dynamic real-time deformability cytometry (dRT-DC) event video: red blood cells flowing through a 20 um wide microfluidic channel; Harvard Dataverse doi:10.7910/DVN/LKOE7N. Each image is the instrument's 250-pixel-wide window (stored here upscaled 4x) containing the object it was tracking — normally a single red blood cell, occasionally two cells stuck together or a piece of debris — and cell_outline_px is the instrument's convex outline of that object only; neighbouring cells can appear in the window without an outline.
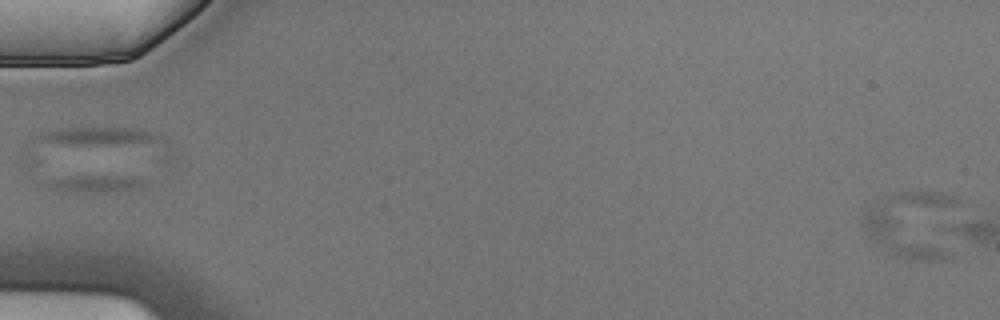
{"species": "Egyptian fruit bat (a non-hibernating species)", "species_latin": "Rousettus aegyptiacus", "temperature_condition": "cold", "stored_images_in_passage": 2, "camera_frame_rate_fps": 3000, "um_per_image_px": 0.085, "animal": {"sex": "male"}, "frame": {"image": 1, "passage_image": 2, "time_ms": 0.333, "image_size_px": [1000, 320], "cell_outline_px": [[960, 200], [952, 256], [944, 260], [916, 260], [900, 256], [892, 252], [868, 236], [860, 224], [868, 208], [876, 200], [892, 192], [940, 192], [956, 196]], "centroid_in_image_um": [77.72, 19.05], "position_along_channel_um": 7.3, "area_um2": 39.13}}